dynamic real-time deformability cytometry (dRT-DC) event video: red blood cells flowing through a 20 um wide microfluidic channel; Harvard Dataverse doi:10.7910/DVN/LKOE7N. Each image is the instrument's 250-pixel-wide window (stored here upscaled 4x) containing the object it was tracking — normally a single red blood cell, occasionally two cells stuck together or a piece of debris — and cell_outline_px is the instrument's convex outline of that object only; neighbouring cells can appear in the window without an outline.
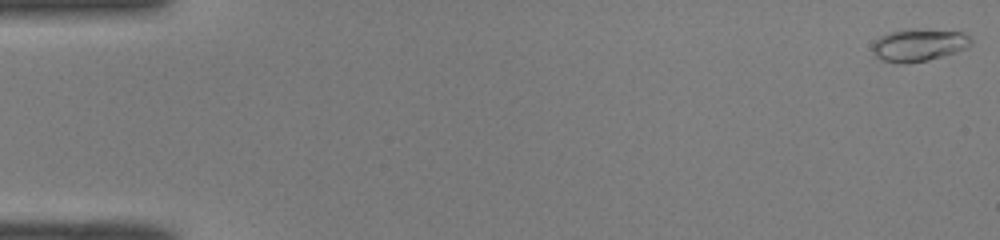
{"species": "common noctule bat (a hibernating species)", "species_latin": "Nyctalus noctula", "temperature_condition": "room temperature", "stored_images_in_passage": 51, "camera_frame_rate_fps": 3000, "um_per_image_px": 0.085, "animal": {"sex": "male", "body_mass_g": 19.0, "forearm_length_mm": 50.8}, "frame": {"image": 1, "passage_image": 1, "time_ms": 0.0, "image_size_px": [1000, 240], "cell_outline_px": [[972, 44], [956, 52], [928, 60], [904, 64], [880, 60], [872, 52], [872, 44], [880, 36], [888, 32], [960, 32], [968, 36], [972, 40]], "centroid_in_image_um": [78.04, 3.9], "position_along_channel_um": 7.0, "area_um2": 17.63}}
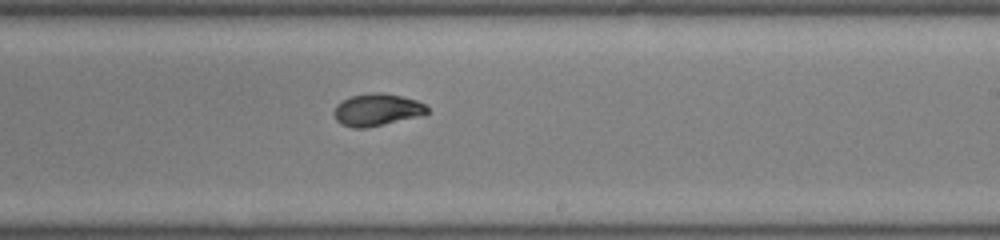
{"frame": {"image": 2, "passage_image": 31, "time_ms": 10.0, "image_size_px": [1000, 240], "cell_outline_px": [[428, 112], [416, 116], [368, 128], [352, 128], [340, 124], [336, 120], [332, 112], [336, 104], [348, 96], [368, 92], [384, 92], [416, 100], [424, 104], [428, 108]], "centroid_in_image_um": [31.95, 9.32], "position_along_channel_um": 257.1, "area_um2": 17.63}}
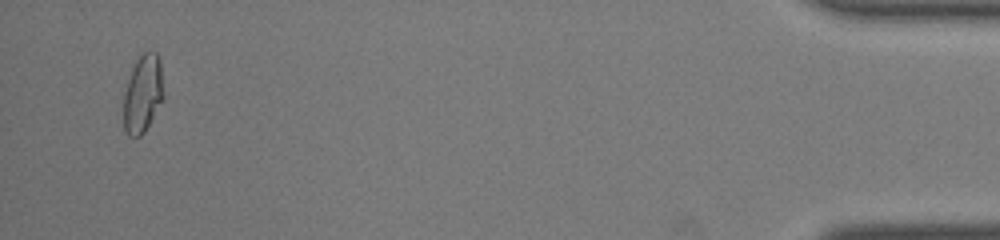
{"frame": {"image": 3, "passage_image": 49, "time_ms": 16.0, "image_size_px": [1000, 240], "cell_outline_px": [[164, 96], [144, 132], [140, 136], [128, 136], [124, 128], [124, 92], [132, 68], [136, 60], [144, 52], [156, 52], [160, 60]], "centroid_in_image_um": [12.13, 7.95], "position_along_channel_um": 423.1, "area_um2": 17.86}, "authors_computed_cell_mechanics": {"area_um2": 17.5134, "velocity_mm_per_s": 4.0944, "shape_relaxation_time_tau1_ms": 3.5918, "shape_relaxation_time_tau2_ms": 1.7219, "deformation_change_tau1": 0.1776, "deformation_change_tau2": 0.0512}}